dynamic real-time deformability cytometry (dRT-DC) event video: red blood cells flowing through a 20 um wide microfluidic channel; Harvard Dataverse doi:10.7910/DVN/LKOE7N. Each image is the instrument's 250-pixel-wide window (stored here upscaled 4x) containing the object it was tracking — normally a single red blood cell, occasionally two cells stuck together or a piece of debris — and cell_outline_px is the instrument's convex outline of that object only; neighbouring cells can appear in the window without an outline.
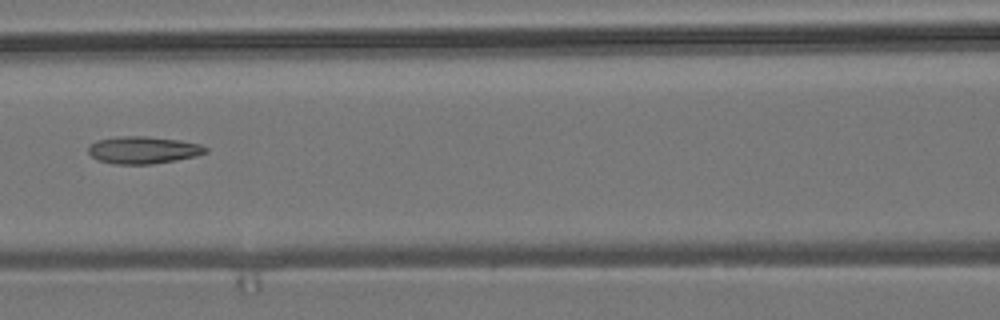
{"species": "common noctule bat (a hibernating species)", "species_latin": "Nyctalus noctula", "temperature_condition": "room temperature", "stored_images_in_passage": 7, "camera_frame_rate_fps": 3000, "um_per_image_px": 0.085, "animal": {"sex": "male", "body_mass_g": 19.2, "forearm_length_mm": 51.8}, "frame": {"image": 1, "passage_image": 7, "time_ms": 2.0, "image_size_px": [1000, 320], "cell_outline_px": [[208, 152], [196, 156], [176, 160], [152, 164], [112, 164], [96, 160], [88, 152], [88, 144], [96, 140], [116, 136], [148, 136], [180, 140], [200, 144], [208, 148]], "centroid_in_image_um": [12.14, 12.75], "position_along_channel_um": 154.5, "area_um2": 18.96}}